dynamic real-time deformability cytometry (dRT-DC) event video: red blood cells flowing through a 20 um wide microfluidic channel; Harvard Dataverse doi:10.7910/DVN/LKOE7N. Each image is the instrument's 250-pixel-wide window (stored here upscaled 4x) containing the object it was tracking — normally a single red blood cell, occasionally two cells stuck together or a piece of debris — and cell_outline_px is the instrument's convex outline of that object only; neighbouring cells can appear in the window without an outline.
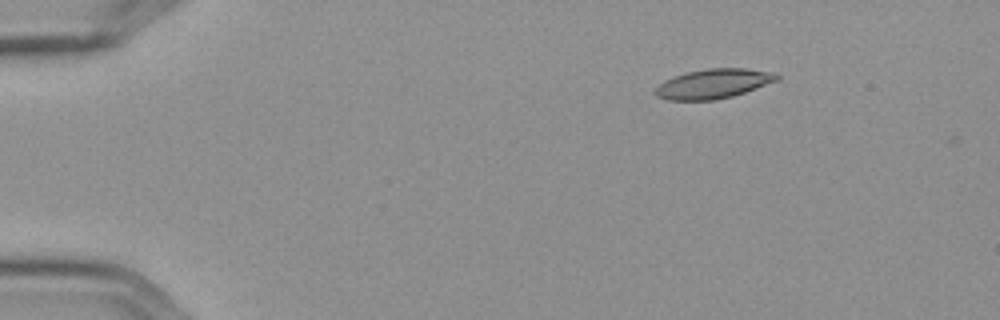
{"species": "Egyptian fruit bat (a non-hibernating species)", "species_latin": "Rousettus aegyptiacus", "temperature_condition": "cold", "stored_images_in_passage": 4, "camera_frame_rate_fps": 3000, "um_per_image_px": 0.085, "frame": {"image": 1, "passage_image": 3, "time_ms": 0.667, "image_size_px": [1000, 320], "cell_outline_px": [[780, 80], [732, 96], [716, 100], [668, 100], [656, 96], [652, 92], [664, 80], [672, 76], [704, 68], [748, 68], [776, 72], [780, 76]], "centroid_in_image_um": [60.65, 7.1], "position_along_channel_um": 24.3, "area_um2": 21.21}}